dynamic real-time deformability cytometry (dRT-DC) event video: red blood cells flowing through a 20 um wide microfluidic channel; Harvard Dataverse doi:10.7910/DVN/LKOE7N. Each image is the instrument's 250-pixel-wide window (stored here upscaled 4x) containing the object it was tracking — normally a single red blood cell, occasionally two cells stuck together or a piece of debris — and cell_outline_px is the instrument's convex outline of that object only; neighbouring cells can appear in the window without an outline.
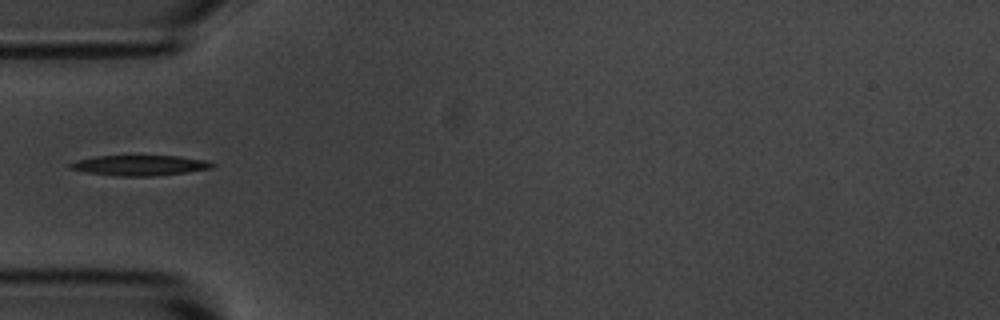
{"species": "common noctule bat (a hibernating species)", "species_latin": "Nyctalus noctula", "temperature_condition": "room temperature", "stored_images_in_passage": 6, "camera_frame_rate_fps": 3000, "um_per_image_px": 0.085, "animal": {"sex": "male", "body_mass_g": 20.1, "forearm_length_mm": 53.5}, "frame": {"image": 1, "passage_image": 3, "time_ms": 2.333, "image_size_px": [1000, 320], "cell_outline_px": [[216, 164], [212, 168], [188, 172], [152, 176], [112, 176], [88, 172], [68, 168], [68, 164], [76, 160], [96, 156], [180, 156], [208, 160]], "centroid_in_image_um": [11.9, 14.05], "position_along_channel_um": 73.1, "area_um2": 16.94}}
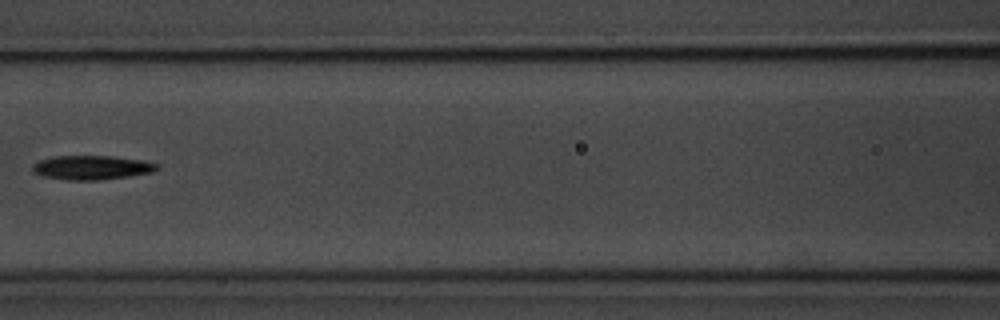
{"frame": {"image": 2, "passage_image": 5, "time_ms": 4.667, "image_size_px": [1000, 320], "cell_outline_px": [[160, 168], [152, 172], [128, 176], [96, 180], [64, 180], [44, 176], [32, 172], [32, 164], [40, 160], [56, 156], [112, 156], [144, 160], [160, 164]], "centroid_in_image_um": [7.81, 14.24], "position_along_channel_um": 158.8, "area_um2": 17.57}}
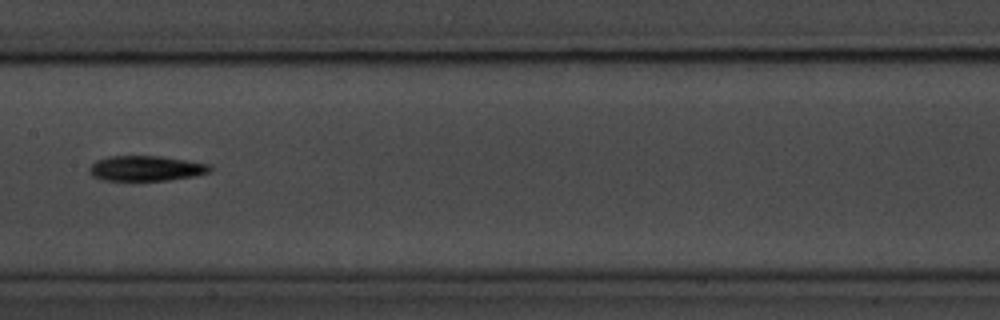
{"frame": {"image": 3, "passage_image": 6, "time_ms": 5.667, "image_size_px": [1000, 320], "cell_outline_px": [[212, 172], [196, 176], [168, 180], [100, 180], [92, 176], [88, 172], [88, 168], [96, 160], [108, 156], [160, 156], [212, 164]], "centroid_in_image_um": [12.43, 14.31], "position_along_channel_um": 195.0, "area_um2": 17.98}}